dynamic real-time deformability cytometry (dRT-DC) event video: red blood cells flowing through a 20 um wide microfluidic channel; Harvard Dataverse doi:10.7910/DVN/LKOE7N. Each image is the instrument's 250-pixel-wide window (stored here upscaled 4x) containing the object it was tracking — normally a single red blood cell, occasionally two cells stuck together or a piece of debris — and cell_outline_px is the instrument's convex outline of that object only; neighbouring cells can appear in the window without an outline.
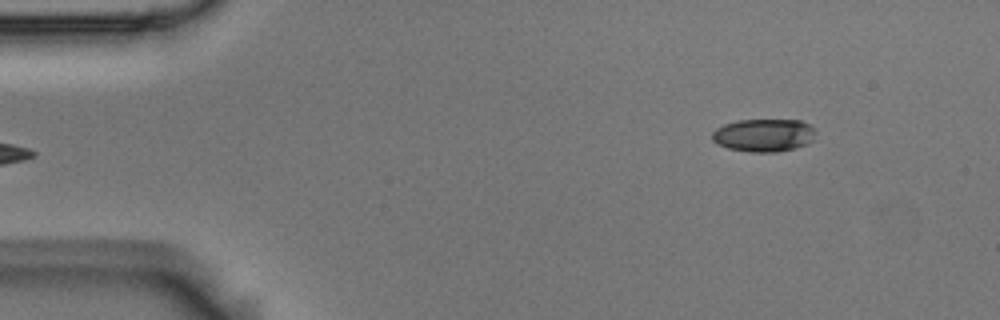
{"species": "Egyptian fruit bat (a non-hibernating species)", "species_latin": "Rousettus aegyptiacus", "temperature_condition": "room temperature", "stored_images_in_passage": 5, "segment_of_instrument_passage": [2, 2], "camera_frame_rate_fps": 3000, "um_per_image_px": 0.085, "animal": {"sex": "male"}, "frame": {"image": 1, "passage_image": 5, "time_ms": 1.333, "image_size_px": [1000, 320], "cell_outline_px": [[816, 132], [812, 140], [808, 144], [776, 152], [748, 152], [728, 148], [716, 144], [712, 140], [712, 132], [716, 128], [724, 124], [736, 120], [800, 120], [816, 128]], "centroid_in_image_um": [64.91, 11.49], "position_along_channel_um": 20.1, "area_um2": 20.0}}